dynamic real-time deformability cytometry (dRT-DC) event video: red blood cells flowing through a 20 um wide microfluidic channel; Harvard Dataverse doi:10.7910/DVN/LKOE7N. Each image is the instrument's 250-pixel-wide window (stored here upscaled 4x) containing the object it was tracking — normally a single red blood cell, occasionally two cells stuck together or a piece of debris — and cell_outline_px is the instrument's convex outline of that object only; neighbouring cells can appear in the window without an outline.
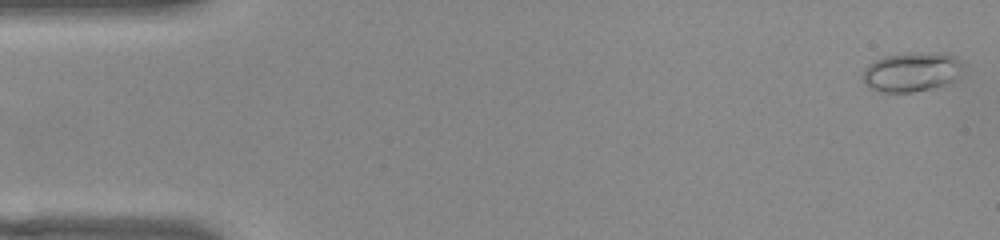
{"species": "common noctule bat (a hibernating species)", "species_latin": "Nyctalus noctula", "temperature_condition": "warm", "stored_images_in_passage": 53, "camera_frame_rate_fps": 3000, "um_per_image_px": 0.085, "animal": {"sex": "female", "body_mass_g": 22.0, "forearm_length_mm": 56.7}, "frame": {"image": 1, "passage_image": 1, "time_ms": 0.0, "image_size_px": [1000, 240], "cell_outline_px": [[964, 72], [960, 76], [944, 84], [932, 88], [912, 92], [880, 92], [868, 88], [864, 80], [864, 68], [868, 64], [884, 56], [904, 52], [948, 52], [956, 56], [964, 64]], "centroid_in_image_um": [77.55, 6.08], "position_along_channel_um": 7.5, "area_um2": 23.58}}
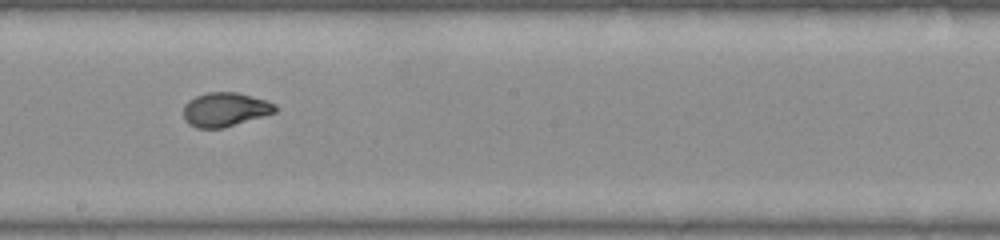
{"frame": {"image": 2, "passage_image": 29, "time_ms": 9.333, "image_size_px": [1000, 240], "cell_outline_px": [[276, 112], [224, 128], [196, 128], [188, 124], [184, 120], [184, 104], [188, 100], [196, 96], [208, 92], [236, 92], [264, 100], [276, 104]], "centroid_in_image_um": [19.09, 9.32], "position_along_channel_um": 229.1, "area_um2": 18.15}}
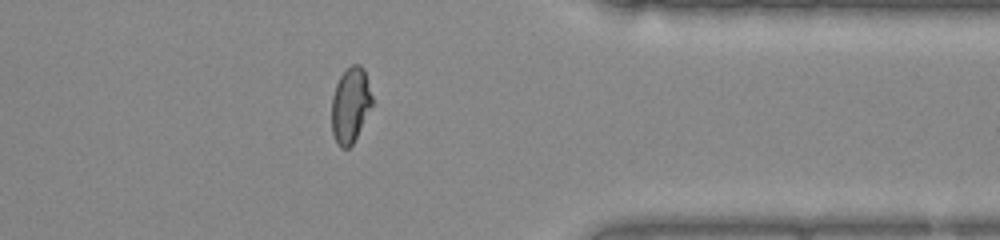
{"frame": {"image": 3, "passage_image": 42, "time_ms": 13.667, "image_size_px": [1000, 240], "cell_outline_px": [[372, 104], [352, 144], [348, 148], [340, 148], [336, 144], [332, 132], [332, 96], [336, 84], [340, 76], [352, 64], [360, 64], [364, 68], [372, 96]], "centroid_in_image_um": [29.76, 8.92], "position_along_channel_um": 381.6, "area_um2": 17.57}, "authors_computed_cell_mechanics": {"area_um2": 18.6694, "velocity_mm_per_s": 3.8237, "shape_relaxation_time_tau1_ms": 6.4581, "shape_relaxation_time_tau2_ms": null, "deformation_change_tau1": 0.2343, "deformation_change_tau2": null}}